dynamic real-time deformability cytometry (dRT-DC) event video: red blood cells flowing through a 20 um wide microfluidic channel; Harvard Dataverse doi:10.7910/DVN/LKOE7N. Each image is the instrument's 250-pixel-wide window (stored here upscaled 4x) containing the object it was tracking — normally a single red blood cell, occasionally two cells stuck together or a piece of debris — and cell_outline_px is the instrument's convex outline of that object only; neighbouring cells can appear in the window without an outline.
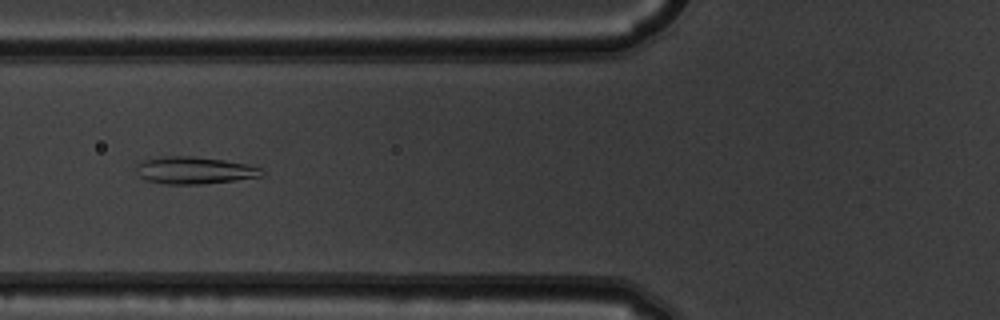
{"species": "common noctule bat (a hibernating species)", "species_latin": "Nyctalus noctula", "temperature_condition": "warm", "stored_images_in_passage": 46, "camera_frame_rate_fps": 3000, "um_per_image_px": 0.085, "animal": {"sex": "male", "body_mass_g": 19.5, "forearm_length_mm": 54.6}, "frame": {"image": 1, "passage_image": 14, "time_ms": 4.333, "image_size_px": [1000, 320], "cell_outline_px": [[264, 176], [204, 184], [164, 184], [144, 180], [136, 172], [136, 164], [144, 160], [160, 156], [196, 156], [224, 160], [264, 168]], "centroid_in_image_um": [16.51, 14.48], "position_along_channel_um": 109.3, "area_um2": 20.11}}
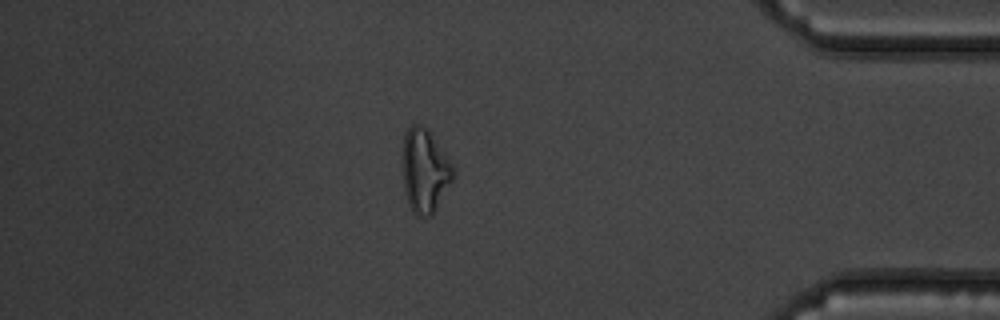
{"frame": {"image": 2, "passage_image": 39, "time_ms": 12.667, "image_size_px": [1000, 320], "cell_outline_px": [[452, 180], [432, 216], [416, 216], [412, 212], [408, 204], [404, 192], [404, 132], [412, 124], [420, 124], [428, 128], [448, 160], [452, 168]], "centroid_in_image_um": [36.08, 14.53], "position_along_channel_um": 399.1, "area_um2": 24.1}}
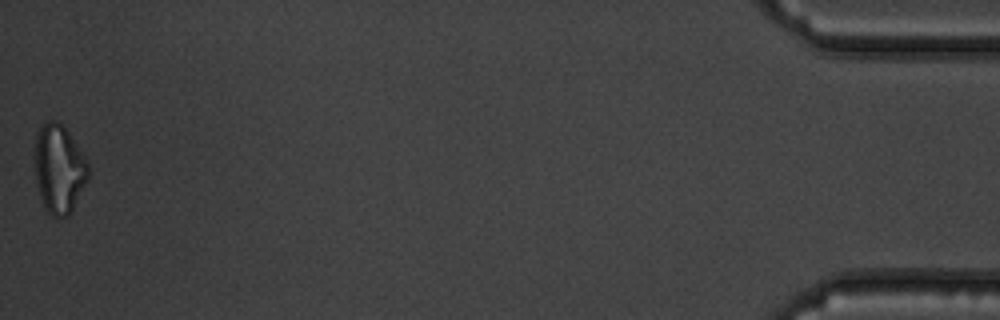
{"frame": {"image": 3, "passage_image": 46, "time_ms": 15.0, "image_size_px": [1000, 320], "cell_outline_px": [[92, 172], [88, 180], [68, 216], [56, 220], [48, 212], [44, 204], [36, 180], [36, 132], [48, 120], [56, 120], [68, 132], [88, 160]], "centroid_in_image_um": [5.07, 14.37], "position_along_channel_um": 430.1, "area_um2": 27.51}, "authors_computed_cell_mechanics": {"area_um2": 22.0218, "velocity_mm_per_s": 3.8638, "shape_relaxation_time_tau1_ms": null, "shape_relaxation_time_tau2_ms": 6.1054, "deformation_change_tau1": null, "deformation_change_tau2": 0.0835}}